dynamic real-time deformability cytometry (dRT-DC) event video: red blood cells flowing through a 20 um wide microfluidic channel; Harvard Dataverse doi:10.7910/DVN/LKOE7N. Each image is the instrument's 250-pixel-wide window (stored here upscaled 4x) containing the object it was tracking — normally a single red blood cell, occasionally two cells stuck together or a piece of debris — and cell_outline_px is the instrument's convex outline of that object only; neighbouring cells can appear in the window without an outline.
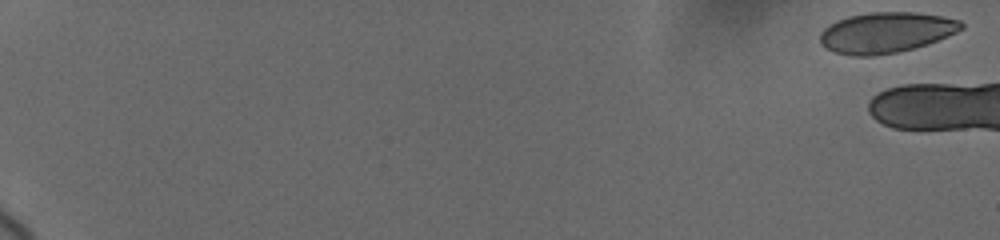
{"species": "human", "species_latin": "Homo sapiens", "temperature_condition": "cold", "stored_images_in_passage": 3, "camera_frame_rate_fps": 3000, "um_per_image_px": 0.085, "donor": {"sex": "female"}, "frame": {"image": 1, "passage_image": 1, "time_ms": 0.0, "image_size_px": [1000, 240], "cell_outline_px": [[964, 28], [956, 32], [936, 40], [912, 48], [896, 52], [872, 56], [852, 56], [836, 52], [820, 44], [820, 32], [824, 28], [836, 20], [848, 16], [872, 12], [916, 12], [940, 16], [960, 20], [964, 24]], "centroid_in_image_um": [75.28, 2.75], "position_along_channel_um": 9.7, "area_um2": 33.18}}